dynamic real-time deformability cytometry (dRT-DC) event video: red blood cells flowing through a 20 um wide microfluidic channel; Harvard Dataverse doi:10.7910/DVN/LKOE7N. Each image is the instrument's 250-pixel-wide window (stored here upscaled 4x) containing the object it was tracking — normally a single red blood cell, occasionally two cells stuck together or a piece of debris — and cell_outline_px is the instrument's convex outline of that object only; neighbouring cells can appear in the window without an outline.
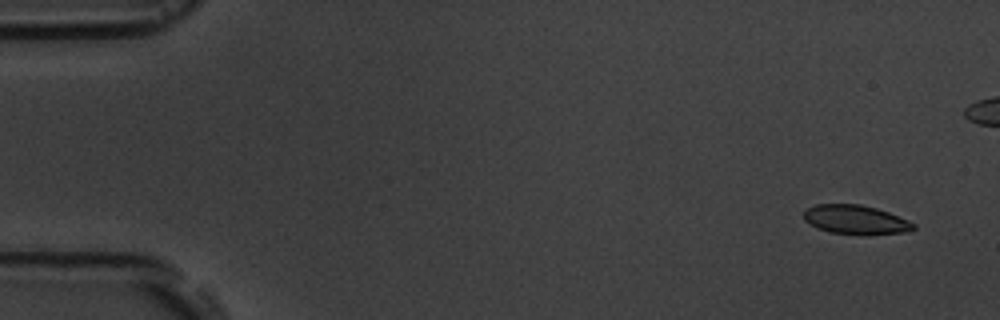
{"species": "common noctule bat (a hibernating species)", "species_latin": "Nyctalus noctula", "temperature_condition": "room temperature", "stored_images_in_passage": 6, "camera_frame_rate_fps": 3000, "um_per_image_px": 0.085, "animal": {"sex": "male", "body_mass_g": 19.5, "forearm_length_mm": 54.6}, "frame": {"image": 1, "passage_image": 1, "time_ms": 0.0, "image_size_px": [1000, 320], "cell_outline_px": [[916, 228], [904, 232], [832, 232], [820, 228], [804, 220], [804, 212], [808, 208], [816, 204], [860, 204], [876, 208], [888, 212], [908, 220], [916, 224]], "centroid_in_image_um": [72.72, 18.61], "position_along_channel_um": 12.3, "area_um2": 17.57}}